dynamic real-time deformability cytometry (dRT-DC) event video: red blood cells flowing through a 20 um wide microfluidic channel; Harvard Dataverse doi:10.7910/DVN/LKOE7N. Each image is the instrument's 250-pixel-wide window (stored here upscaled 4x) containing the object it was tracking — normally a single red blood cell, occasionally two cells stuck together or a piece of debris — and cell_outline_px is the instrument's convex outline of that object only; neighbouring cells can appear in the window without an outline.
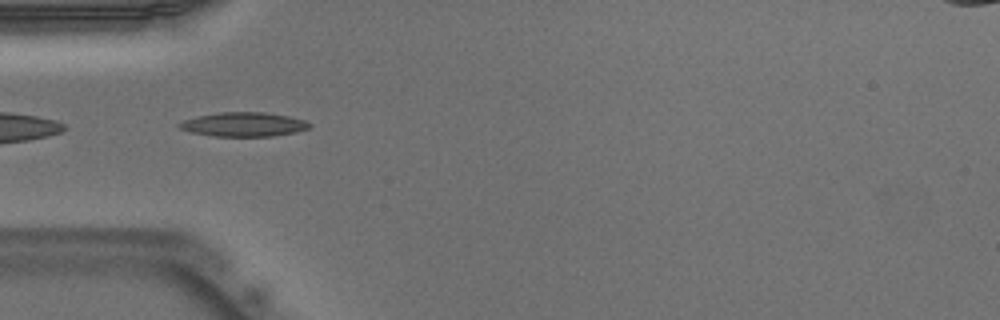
{"species": "Egyptian fruit bat (a non-hibernating species)", "species_latin": "Rousettus aegyptiacus", "temperature_condition": "warm", "stored_images_in_passage": 27, "segment_of_instrument_passage": [2, 2], "camera_frame_rate_fps": 3000, "um_per_image_px": 0.085, "animal": {"sex": "male"}, "frame": {"image": 1, "passage_image": 12, "time_ms": 3.667, "image_size_px": [1000, 320], "cell_outline_px": [[312, 124], [308, 128], [296, 132], [272, 136], [216, 136], [192, 132], [180, 128], [176, 124], [184, 120], [196, 116], [220, 112], [264, 112], [288, 116], [304, 120]], "centroid_in_image_um": [20.71, 10.57], "position_along_channel_um": 64.3, "area_um2": 18.21}}
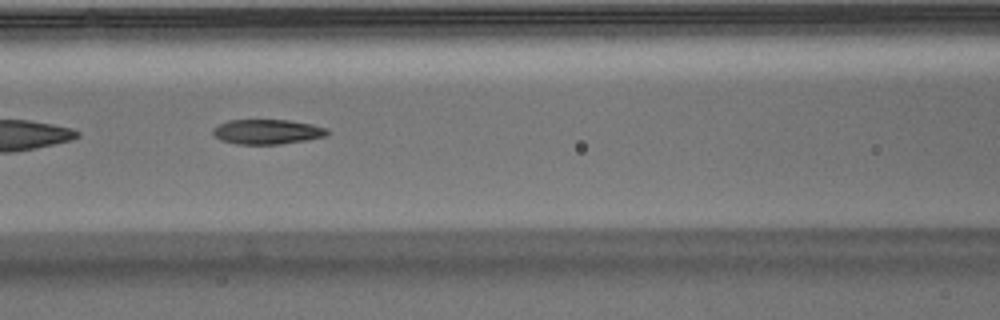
{"frame": {"image": 2, "passage_image": 18, "time_ms": 5.667, "image_size_px": [1000, 320], "cell_outline_px": [[332, 132], [328, 136], [280, 144], [236, 144], [220, 140], [212, 132], [212, 128], [228, 120], [288, 120], [312, 124], [328, 128]], "centroid_in_image_um": [22.75, 11.2], "position_along_channel_um": 143.8, "area_um2": 16.65}}
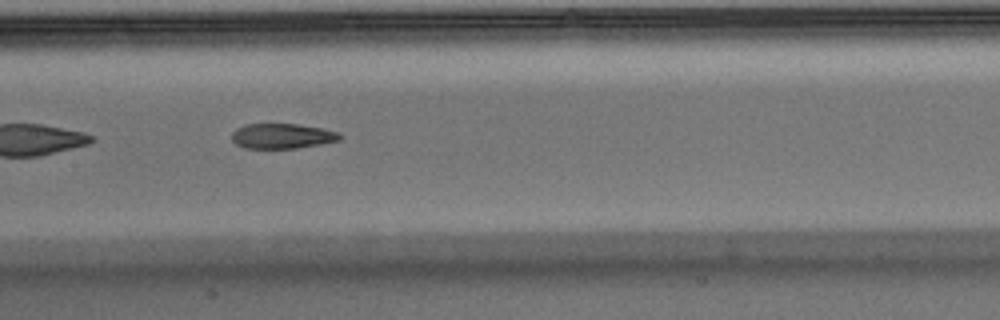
{"frame": {"image": 3, "passage_image": 21, "time_ms": 6.667, "image_size_px": [1000, 320], "cell_outline_px": [[344, 136], [340, 140], [320, 144], [296, 148], [244, 148], [236, 144], [232, 140], [232, 132], [236, 128], [244, 124], [296, 124], [324, 128], [340, 132]], "centroid_in_image_um": [24.01, 11.56], "position_along_channel_um": 183.4, "area_um2": 15.95}}